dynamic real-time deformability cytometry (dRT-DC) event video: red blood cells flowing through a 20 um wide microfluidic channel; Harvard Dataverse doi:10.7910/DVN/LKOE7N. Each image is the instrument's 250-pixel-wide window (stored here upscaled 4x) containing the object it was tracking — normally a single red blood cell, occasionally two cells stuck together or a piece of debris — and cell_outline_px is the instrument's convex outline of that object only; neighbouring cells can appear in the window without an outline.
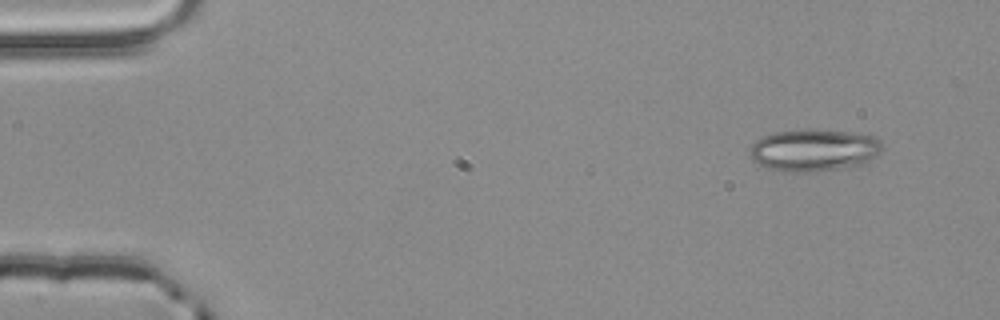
{"species": "common noctule bat (a hibernating species)", "species_latin": "Nyctalus noctula", "temperature_condition": "room temperature", "stored_images_in_passage": 13, "camera_frame_rate_fps": 3000, "um_per_image_px": 0.085, "animal": {"sex": "male", "body_mass_g": 20.4}, "frame": {"image": 1, "passage_image": 1, "time_ms": 0.0, "image_size_px": [1000, 320], "cell_outline_px": [[880, 152], [876, 156], [864, 164], [840, 168], [812, 172], [788, 172], [768, 168], [756, 164], [752, 160], [748, 152], [748, 148], [756, 140], [764, 136], [776, 132], [804, 128], [808, 128], [852, 132], [876, 136], [880, 140]], "centroid_in_image_um": [69.15, 12.75], "position_along_channel_um": 15.9, "area_um2": 33.0}}